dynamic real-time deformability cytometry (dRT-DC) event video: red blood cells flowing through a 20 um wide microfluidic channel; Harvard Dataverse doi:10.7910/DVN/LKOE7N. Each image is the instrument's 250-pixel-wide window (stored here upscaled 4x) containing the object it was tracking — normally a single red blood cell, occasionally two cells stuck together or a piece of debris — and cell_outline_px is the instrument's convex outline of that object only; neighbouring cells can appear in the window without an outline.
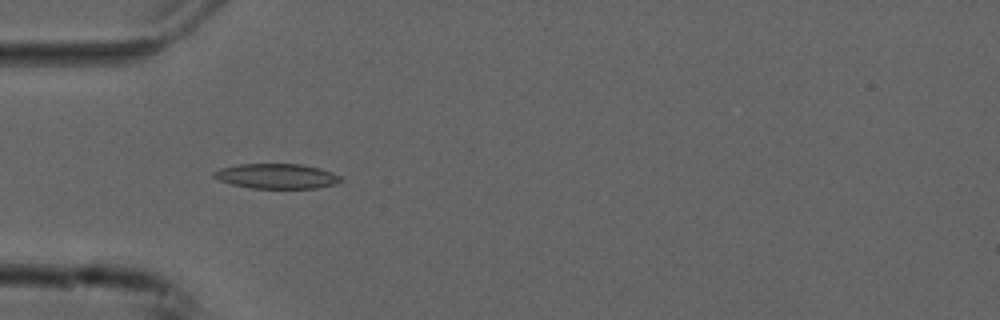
{"species": "common noctule bat (a hibernating species)", "species_latin": "Nyctalus noctula", "temperature_condition": "cold", "stored_images_in_passage": 41, "camera_frame_rate_fps": 3000, "um_per_image_px": 0.085, "animal": {"sex": "male", "forearm_length_mm": 52.5}, "frame": {"image": 1, "passage_image": 4, "time_ms": 1.0, "image_size_px": [1000, 320], "cell_outline_px": [[344, 180], [336, 184], [316, 188], [252, 188], [232, 184], [220, 180], [212, 176], [212, 172], [220, 168], [240, 164], [300, 164], [320, 168], [332, 172], [340, 176]], "centroid_in_image_um": [23.54, 14.97], "position_along_channel_um": 61.5, "area_um2": 18.44}}
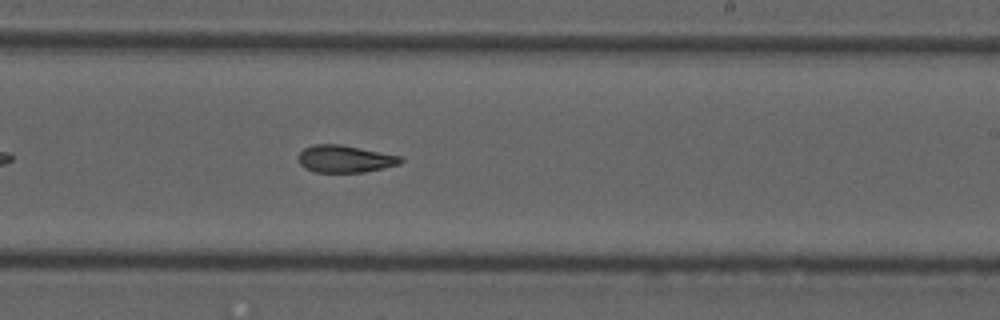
{"frame": {"image": 2, "passage_image": 20, "time_ms": 6.333, "image_size_px": [1000, 320], "cell_outline_px": [[404, 160], [400, 164], [384, 168], [364, 172], [316, 172], [304, 168], [300, 164], [300, 152], [304, 148], [316, 144], [340, 144], [400, 156]], "centroid_in_image_um": [29.33, 13.51], "position_along_channel_um": 259.7, "area_um2": 16.07}}
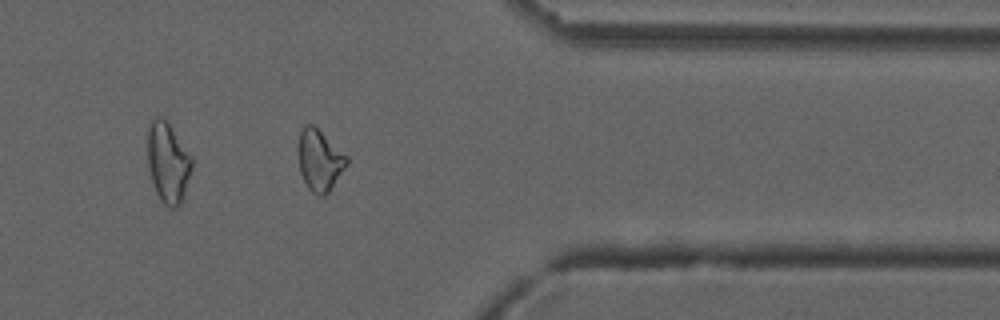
{"frame": {"image": 3, "passage_image": 31, "time_ms": 10.0, "image_size_px": [1000, 320], "cell_outline_px": [[348, 164], [328, 192], [324, 196], [320, 196], [312, 192], [308, 188], [300, 172], [296, 148], [300, 132], [304, 124], [312, 124], [348, 156]], "centroid_in_image_um": [27.14, 13.61], "position_along_channel_um": 384.3, "area_um2": 17.4}, "authors_computed_cell_mechanics": {"area_um2": 17.1088, "velocity_mm_per_s": 3.7605, "shape_relaxation_time_tau1_ms": null, "shape_relaxation_time_tau2_ms": 2.9383, "deformation_change_tau1": null, "deformation_change_tau2": 0.0946}}